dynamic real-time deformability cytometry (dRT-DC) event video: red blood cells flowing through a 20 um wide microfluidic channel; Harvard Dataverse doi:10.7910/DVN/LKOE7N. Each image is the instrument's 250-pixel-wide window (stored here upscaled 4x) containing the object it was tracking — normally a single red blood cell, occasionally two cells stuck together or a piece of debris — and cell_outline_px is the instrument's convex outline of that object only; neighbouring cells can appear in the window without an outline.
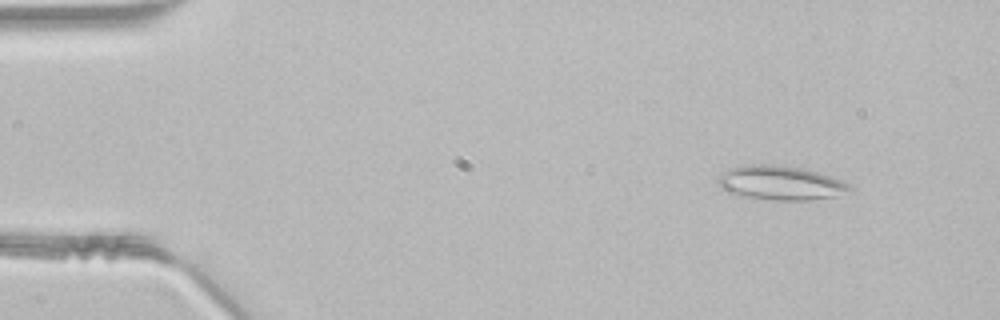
{"species": "common noctule bat (a hibernating species)", "species_latin": "Nyctalus noctula", "temperature_condition": "room temperature", "stored_images_in_passage": 47, "segment_of_instrument_passage": [1, 2], "camera_frame_rate_fps": 3000, "um_per_image_px": 0.085, "animal": {"sex": "male", "body_mass_g": 21.5, "forearm_length_mm": 52.0}, "frame": {"image": 1, "passage_image": 5, "time_ms": 1.333, "image_size_px": [1000, 320], "cell_outline_px": [[852, 192], [832, 196], [808, 200], [768, 200], [740, 196], [728, 192], [720, 188], [716, 180], [720, 172], [728, 168], [752, 164], [768, 164], [800, 168], [816, 172], [840, 180], [848, 184], [852, 188]], "centroid_in_image_um": [66.26, 15.55], "position_along_channel_um": 18.7, "area_um2": 26.24}}
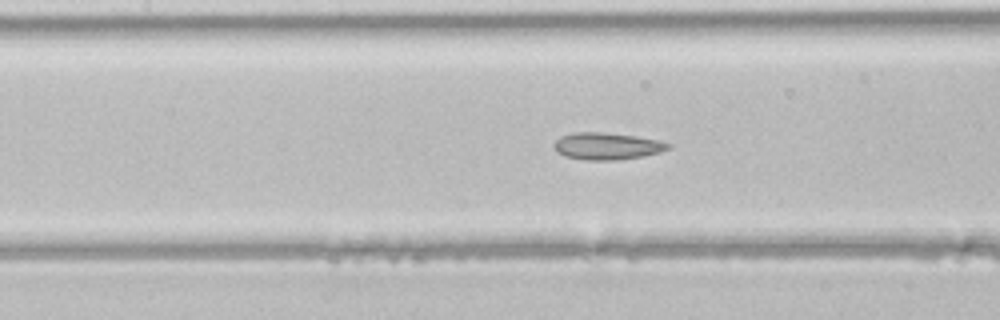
{"frame": {"image": 2, "passage_image": 21, "time_ms": 6.667, "image_size_px": [1000, 320], "cell_outline_px": [[672, 144], [668, 148], [660, 152], [620, 160], [584, 160], [564, 156], [556, 152], [552, 144], [560, 136], [576, 132], [600, 132], [636, 136], [656, 140]], "centroid_in_image_um": [51.53, 12.42], "position_along_channel_um": 155.9, "area_um2": 17.92}}
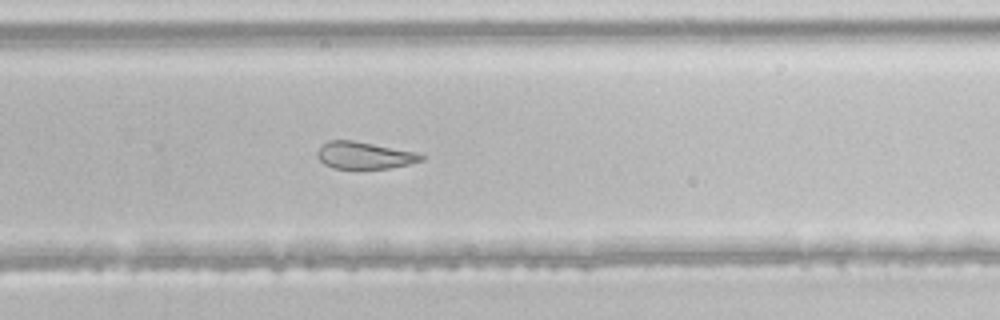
{"frame": {"image": 3, "passage_image": 31, "time_ms": 10.0, "image_size_px": [1000, 320], "cell_outline_px": [[424, 160], [408, 164], [388, 168], [332, 168], [324, 164], [316, 156], [316, 152], [328, 140], [352, 140], [420, 152], [424, 156]], "centroid_in_image_um": [30.99, 13.2], "position_along_channel_um": 298.8, "area_um2": 16.42}}